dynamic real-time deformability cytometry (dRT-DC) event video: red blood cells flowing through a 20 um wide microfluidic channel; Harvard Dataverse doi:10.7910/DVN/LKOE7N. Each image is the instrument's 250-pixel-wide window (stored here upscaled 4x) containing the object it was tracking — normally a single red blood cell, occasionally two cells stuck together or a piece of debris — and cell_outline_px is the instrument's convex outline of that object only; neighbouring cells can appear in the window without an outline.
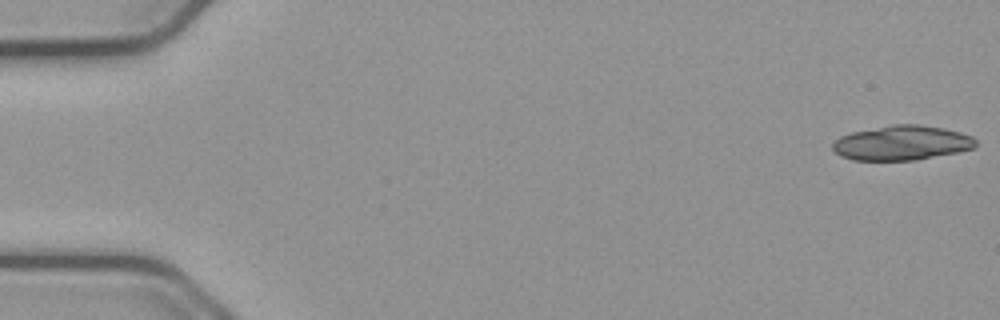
{"species": "common noctule bat (a hibernating species)", "species_latin": "Nyctalus noctula", "temperature_condition": "cold", "stored_images_in_passage": 20, "camera_frame_rate_fps": 3000, "um_per_image_px": 0.085, "animal": {"sex": "male", "body_mass_g": 23.1, "forearm_length_mm": 52.7}, "frame": {"image": 1, "passage_image": 1, "time_ms": 0.0, "image_size_px": [1000, 320], "cell_outline_px": [[976, 144], [972, 148], [956, 152], [916, 160], [852, 160], [840, 156], [832, 148], [832, 144], [840, 136], [852, 132], [892, 124], [920, 124], [944, 128], [960, 132], [972, 136], [976, 140]], "centroid_in_image_um": [76.63, 12.14], "position_along_channel_um": 8.4, "area_um2": 28.84}}